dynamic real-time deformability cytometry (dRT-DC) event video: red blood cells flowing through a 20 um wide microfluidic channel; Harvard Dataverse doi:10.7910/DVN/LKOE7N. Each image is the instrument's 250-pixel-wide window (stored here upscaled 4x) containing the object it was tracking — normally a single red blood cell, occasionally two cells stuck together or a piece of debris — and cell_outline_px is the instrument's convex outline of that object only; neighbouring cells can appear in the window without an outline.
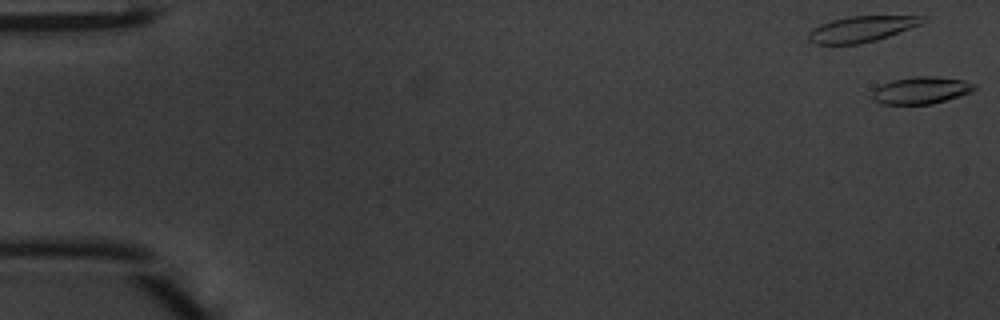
{"species": "common noctule bat (a hibernating species)", "species_latin": "Nyctalus noctula", "temperature_condition": "warm", "stored_images_in_passage": 2, "camera_frame_rate_fps": 3000, "um_per_image_px": 0.085, "animal": {"sex": "male", "body_mass_g": 20.1, "forearm_length_mm": 53.5}, "frame": {"image": 1, "passage_image": 2, "time_ms": 0.333, "image_size_px": [1000, 320], "cell_outline_px": [[976, 88], [972, 92], [960, 96], [932, 104], [880, 104], [872, 96], [872, 92], [880, 84], [892, 80], [912, 76], [936, 76], [964, 80], [976, 84]], "centroid_in_image_um": [78.32, 7.67], "position_along_channel_um": 6.7, "area_um2": 16.3}}